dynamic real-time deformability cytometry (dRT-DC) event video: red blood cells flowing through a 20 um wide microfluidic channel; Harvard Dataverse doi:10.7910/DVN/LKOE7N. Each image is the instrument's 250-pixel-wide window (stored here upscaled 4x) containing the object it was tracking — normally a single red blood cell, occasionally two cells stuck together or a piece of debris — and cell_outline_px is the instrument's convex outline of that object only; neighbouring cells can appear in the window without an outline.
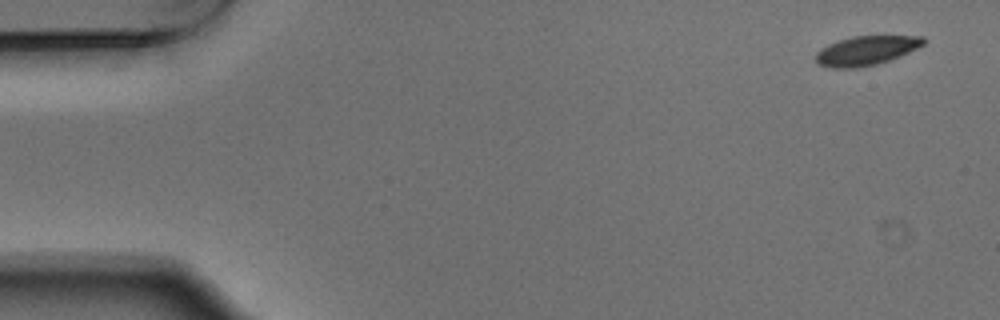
{"species": "Egyptian fruit bat (a non-hibernating species)", "species_latin": "Rousettus aegyptiacus", "temperature_condition": "warm", "stored_images_in_passage": 8, "camera_frame_rate_fps": 3000, "um_per_image_px": 0.085, "animal": {"sex": "male"}, "frame": {"image": 1, "passage_image": 1, "time_ms": 0.0, "image_size_px": [1000, 320], "cell_outline_px": [[928, 40], [924, 44], [900, 56], [876, 64], [856, 68], [832, 68], [816, 64], [816, 52], [820, 48], [828, 44], [852, 36], [924, 36]], "centroid_in_image_um": [73.61, 4.3], "position_along_channel_um": 11.4, "area_um2": 18.38}}
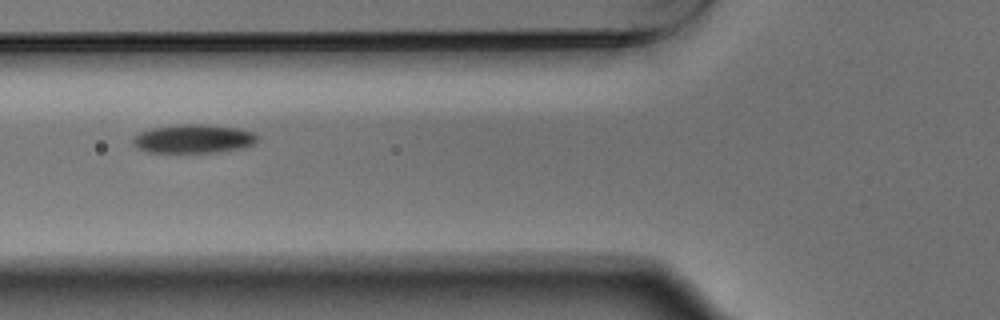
{"frame": {"image": 2, "passage_image": 6, "time_ms": 1.667, "image_size_px": [1000, 320], "cell_outline_px": [[256, 140], [252, 144], [244, 148], [216, 152], [144, 152], [136, 148], [132, 144], [132, 140], [140, 132], [152, 128], [180, 124], [208, 124], [240, 128], [252, 132], [256, 136]], "centroid_in_image_um": [16.42, 11.79], "position_along_channel_um": 109.4, "area_um2": 20.87}}
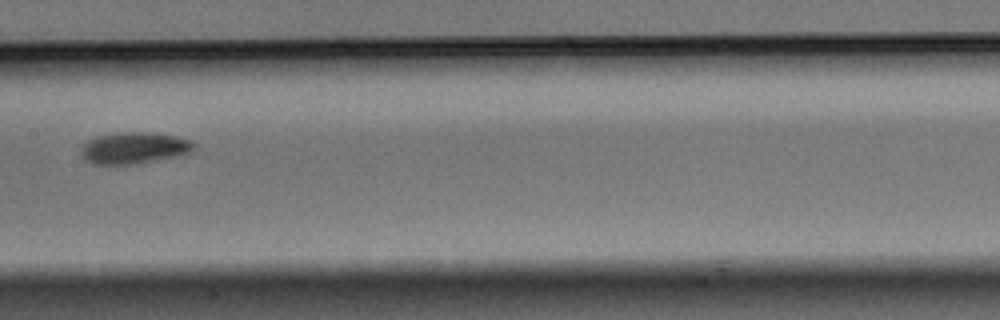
{"frame": {"image": 3, "passage_image": 8, "time_ms": 2.333, "image_size_px": [1000, 320], "cell_outline_px": [[196, 144], [188, 152], [152, 160], [128, 164], [92, 164], [80, 152], [84, 144], [88, 140], [96, 136], [120, 132], [156, 132], [176, 136], [192, 140]], "centroid_in_image_um": [11.37, 12.54], "position_along_channel_um": 196.0, "area_um2": 20.23}}